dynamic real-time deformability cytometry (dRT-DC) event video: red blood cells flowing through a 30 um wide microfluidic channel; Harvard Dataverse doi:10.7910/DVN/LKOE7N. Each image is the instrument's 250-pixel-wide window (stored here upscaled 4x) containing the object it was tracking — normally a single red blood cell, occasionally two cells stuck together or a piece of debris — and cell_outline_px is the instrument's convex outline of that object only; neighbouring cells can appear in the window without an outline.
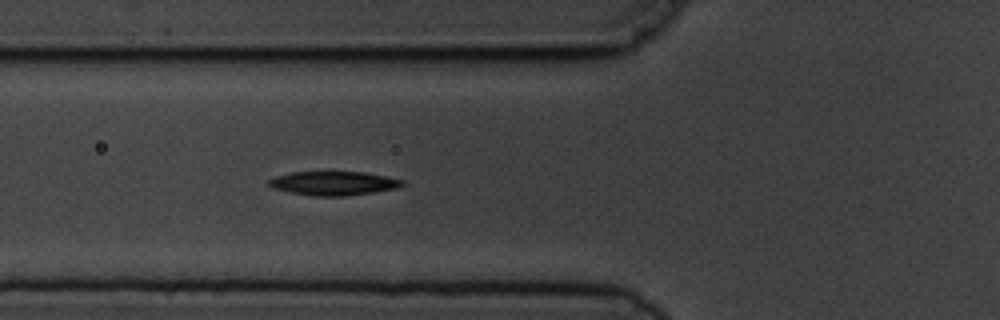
{"species": "common noctule bat (a hibernating species)", "species_latin": "Nyctalus noctula", "temperature_condition": "cold", "stored_images_in_passage": 3, "camera_frame_rate_fps": 3000, "um_per_image_px": 0.085, "animal": {"sex": "male", "body_mass_g": 19.5, "forearm_length_mm": 54.6}, "frame": {"image": 1, "passage_image": 3, "time_ms": 2.333, "image_size_px": [1000, 320], "cell_outline_px": [[404, 184], [396, 188], [372, 192], [344, 196], [312, 196], [288, 192], [272, 188], [268, 184], [268, 180], [276, 176], [292, 172], [364, 172], [404, 180]], "centroid_in_image_um": [28.31, 15.58], "position_along_channel_um": 97.5, "area_um2": 18.5}}